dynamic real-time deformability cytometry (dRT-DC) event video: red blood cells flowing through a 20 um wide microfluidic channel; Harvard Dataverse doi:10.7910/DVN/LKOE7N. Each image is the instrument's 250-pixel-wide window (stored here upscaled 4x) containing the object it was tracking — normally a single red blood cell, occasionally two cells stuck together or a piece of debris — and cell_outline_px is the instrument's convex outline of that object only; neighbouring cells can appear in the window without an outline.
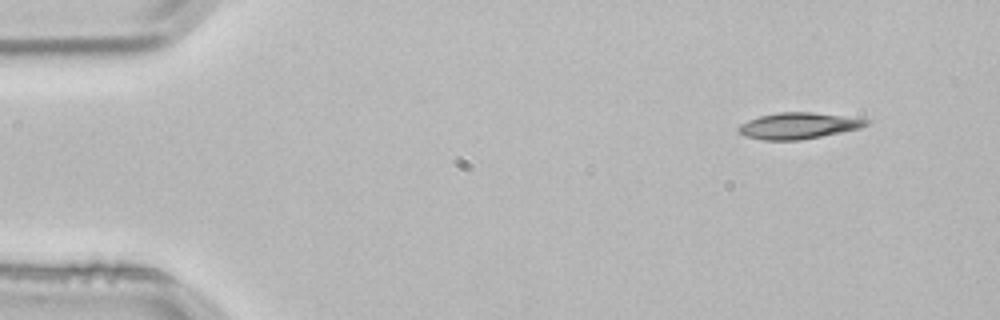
{"species": "common noctule bat (a hibernating species)", "species_latin": "Nyctalus noctula", "temperature_condition": "room temperature", "stored_images_in_passage": 3, "camera_frame_rate_fps": 3000, "um_per_image_px": 0.085, "animal": {"sex": "male", "body_mass_g": 21.5, "forearm_length_mm": 52.0}, "frame": {"image": 1, "passage_image": 1, "time_ms": 0.0, "image_size_px": [1000, 320], "cell_outline_px": [[868, 124], [860, 128], [800, 140], [764, 140], [744, 136], [736, 128], [740, 124], [748, 120], [760, 116], [780, 112], [812, 112], [844, 116], [868, 120]], "centroid_in_image_um": [67.81, 10.69], "position_along_channel_um": 17.2, "area_um2": 19.25}}
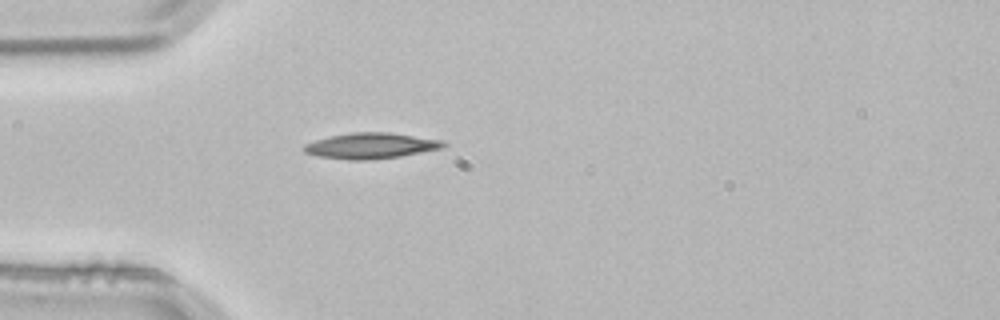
{"frame": {"image": 2, "passage_image": 3, "time_ms": 0.667, "image_size_px": [1000, 320], "cell_outline_px": [[448, 144], [440, 148], [400, 156], [368, 160], [348, 160], [316, 156], [304, 152], [300, 148], [304, 144], [316, 140], [332, 136], [352, 132], [388, 132], [444, 140]], "centroid_in_image_um": [31.49, 12.39], "position_along_channel_um": 53.5, "area_um2": 20.92}}